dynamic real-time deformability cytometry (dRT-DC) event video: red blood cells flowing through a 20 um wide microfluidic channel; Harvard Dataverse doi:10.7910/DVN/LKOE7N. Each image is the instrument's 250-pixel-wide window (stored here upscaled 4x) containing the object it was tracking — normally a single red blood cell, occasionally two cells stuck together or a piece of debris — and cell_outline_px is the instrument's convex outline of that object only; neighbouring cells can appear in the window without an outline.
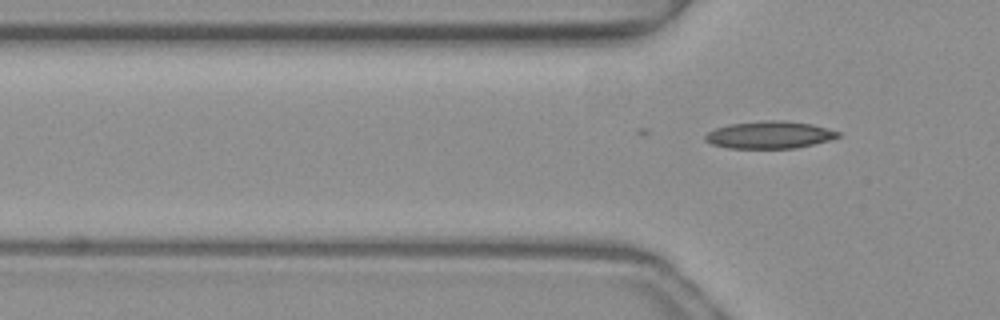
{"species": "common noctule bat (a hibernating species)", "species_latin": "Nyctalus noctula", "temperature_condition": "warm", "stored_images_in_passage": 2, "camera_frame_rate_fps": 3000, "um_per_image_px": 0.085, "animal": {"sex": "female", "body_mass_g": 19.3, "forearm_length_mm": 54.1}, "frame": {"image": 1, "passage_image": 2, "time_ms": 0.333, "image_size_px": [1000, 320], "cell_outline_px": [[840, 136], [832, 140], [796, 148], [728, 148], [712, 144], [704, 140], [704, 136], [708, 132], [716, 128], [728, 124], [764, 120], [784, 120], [812, 124], [840, 132]], "centroid_in_image_um": [65.42, 11.46], "position_along_channel_um": 60.4, "area_um2": 21.27}}